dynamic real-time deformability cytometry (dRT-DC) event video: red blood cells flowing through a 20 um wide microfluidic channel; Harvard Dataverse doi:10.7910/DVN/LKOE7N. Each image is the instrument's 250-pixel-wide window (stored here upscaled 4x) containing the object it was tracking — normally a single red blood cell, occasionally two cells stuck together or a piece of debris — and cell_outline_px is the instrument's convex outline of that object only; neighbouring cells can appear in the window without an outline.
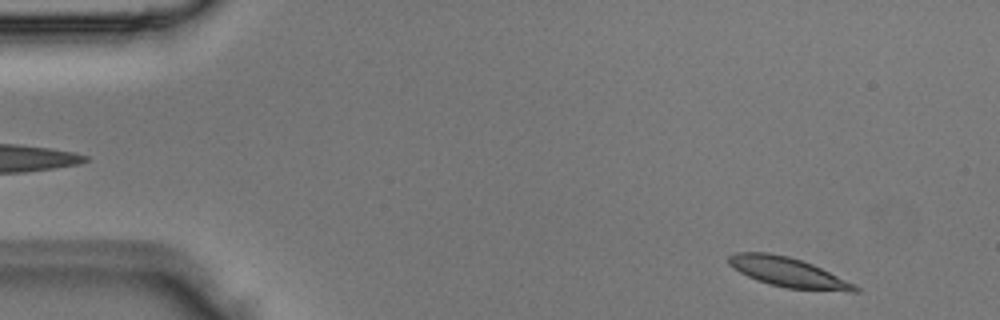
{"species": "Egyptian fruit bat (a non-hibernating species)", "species_latin": "Rousettus aegyptiacus", "temperature_condition": "room temperature", "stored_images_in_passage": 3, "camera_frame_rate_fps": 3000, "um_per_image_px": 0.085, "animal": {"sex": "male"}, "frame": {"image": 1, "passage_image": 3, "time_ms": 0.667, "image_size_px": [1000, 320], "cell_outline_px": [[860, 292], [852, 292], [788, 288], [768, 284], [756, 280], [732, 268], [728, 264], [728, 256], [736, 252], [768, 252], [788, 256], [812, 264], [856, 284], [860, 288]], "centroid_in_image_um": [66.99, 23.15], "position_along_channel_um": 18.0, "area_um2": 21.85}}